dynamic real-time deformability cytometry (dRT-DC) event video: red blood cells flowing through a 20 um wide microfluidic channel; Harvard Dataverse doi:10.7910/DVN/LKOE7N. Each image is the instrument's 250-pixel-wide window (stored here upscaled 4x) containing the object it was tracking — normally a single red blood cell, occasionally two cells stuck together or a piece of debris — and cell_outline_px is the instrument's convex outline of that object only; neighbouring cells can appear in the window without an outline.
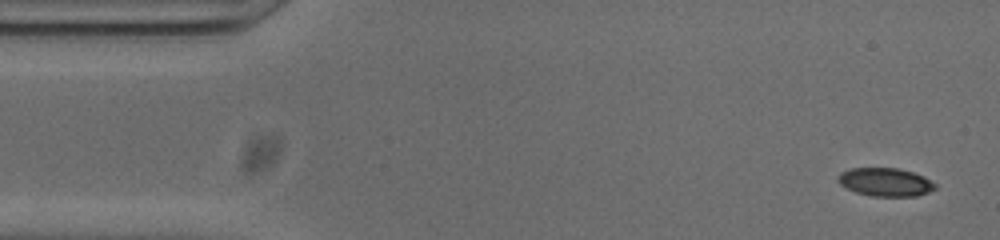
{"species": "common noctule bat (a hibernating species)", "species_latin": "Nyctalus noctula", "temperature_condition": "cold", "stored_images_in_passage": 52, "camera_frame_rate_fps": 3000, "um_per_image_px": 0.085, "animal": {"sex": "male", "body_mass_g": 20.0, "forearm_length_mm": 53.3}, "frame": {"image": 1, "passage_image": 2, "time_ms": 0.333, "image_size_px": [1000, 240], "cell_outline_px": [[936, 188], [928, 192], [916, 196], [872, 196], [856, 192], [840, 184], [836, 180], [840, 172], [852, 168], [896, 168], [912, 172], [924, 176], [936, 184]], "centroid_in_image_um": [75.25, 15.47], "position_along_channel_um": 9.7, "area_um2": 15.95}}
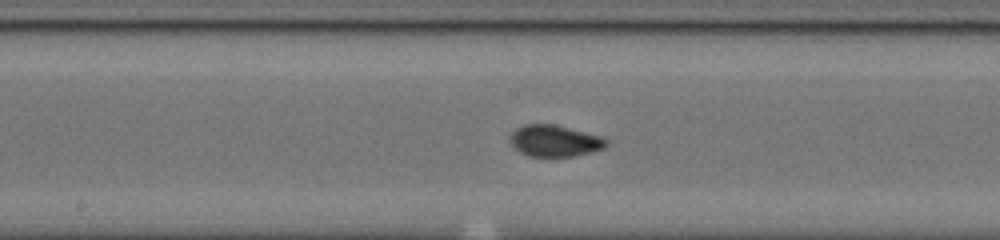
{"frame": {"image": 2, "passage_image": 25, "time_ms": 8.0, "image_size_px": [1000, 240], "cell_outline_px": [[608, 144], [604, 148], [592, 152], [572, 156], [528, 156], [520, 152], [508, 140], [508, 136], [516, 128], [524, 124], [552, 124], [600, 136], [608, 140]], "centroid_in_image_um": [47.12, 11.97], "position_along_channel_um": 201.1, "area_um2": 17.57}}
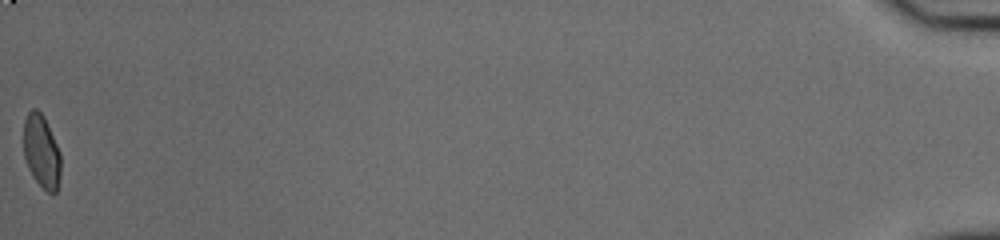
{"frame": {"image": 3, "passage_image": 52, "time_ms": 17.0, "image_size_px": [1000, 240], "cell_outline_px": [[60, 176], [56, 192], [52, 196], [36, 180], [28, 168], [24, 156], [24, 120], [28, 112], [32, 108], [36, 108], [44, 116], [60, 152]], "centroid_in_image_um": [3.53, 12.86], "position_along_channel_um": 431.7, "area_um2": 15.78}, "authors_computed_cell_mechanics": {"area_um2": 16.6753, "velocity_mm_per_s": 3.8315, "shape_relaxation_time_tau1_ms": null, "shape_relaxation_time_tau2_ms": 0.732, "deformation_change_tau1": null, "deformation_change_tau2": 0.044}}